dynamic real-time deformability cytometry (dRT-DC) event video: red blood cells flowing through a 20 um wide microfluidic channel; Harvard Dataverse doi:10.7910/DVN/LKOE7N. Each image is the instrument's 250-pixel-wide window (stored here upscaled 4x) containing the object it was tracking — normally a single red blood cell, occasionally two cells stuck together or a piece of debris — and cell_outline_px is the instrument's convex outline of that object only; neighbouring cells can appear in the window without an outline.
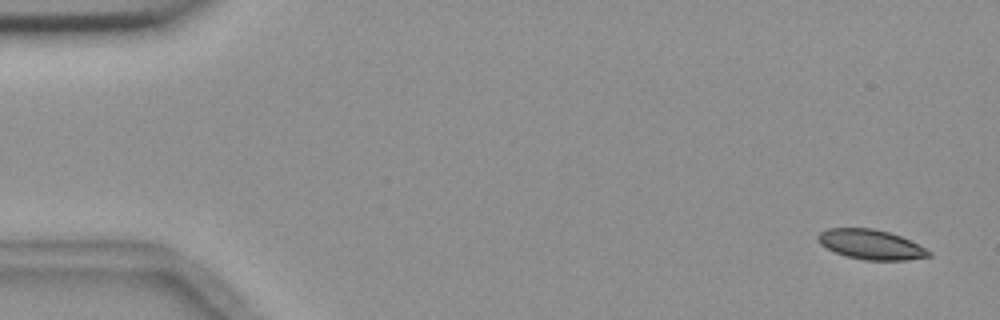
{"species": "common noctule bat (a hibernating species)", "species_latin": "Nyctalus noctula", "temperature_condition": "room temperature", "stored_images_in_passage": 5, "camera_frame_rate_fps": 3000, "um_per_image_px": 0.085, "animal": {"sex": "female", "body_mass_g": 18.4}, "frame": {"image": 1, "passage_image": 1, "time_ms": 0.0, "image_size_px": [1000, 320], "cell_outline_px": [[932, 256], [908, 260], [864, 260], [848, 256], [836, 252], [820, 244], [816, 240], [816, 236], [820, 232], [828, 228], [872, 228], [888, 232], [900, 236], [932, 252]], "centroid_in_image_um": [74.01, 20.78], "position_along_channel_um": 11.0, "area_um2": 19.07}}
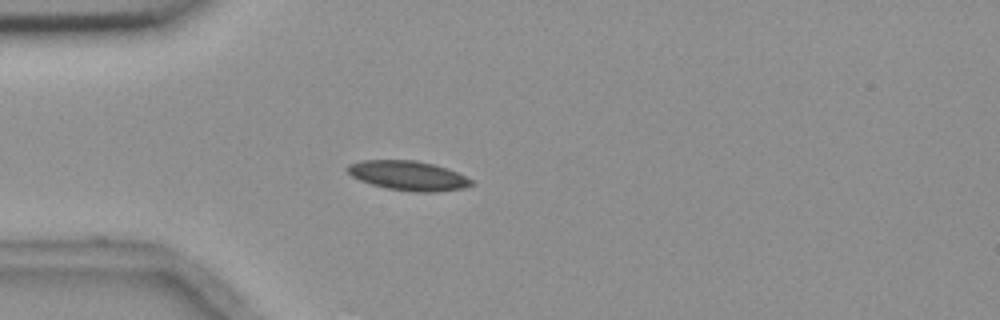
{"frame": {"image": 2, "passage_image": 5, "time_ms": 4.333, "image_size_px": [1000, 320], "cell_outline_px": [[476, 184], [464, 188], [436, 192], [412, 192], [388, 188], [372, 184], [360, 180], [352, 176], [344, 168], [348, 164], [360, 160], [416, 160], [432, 164], [456, 172], [472, 180]], "centroid_in_image_um": [34.68, 14.93], "position_along_channel_um": 50.3, "area_um2": 21.27}}